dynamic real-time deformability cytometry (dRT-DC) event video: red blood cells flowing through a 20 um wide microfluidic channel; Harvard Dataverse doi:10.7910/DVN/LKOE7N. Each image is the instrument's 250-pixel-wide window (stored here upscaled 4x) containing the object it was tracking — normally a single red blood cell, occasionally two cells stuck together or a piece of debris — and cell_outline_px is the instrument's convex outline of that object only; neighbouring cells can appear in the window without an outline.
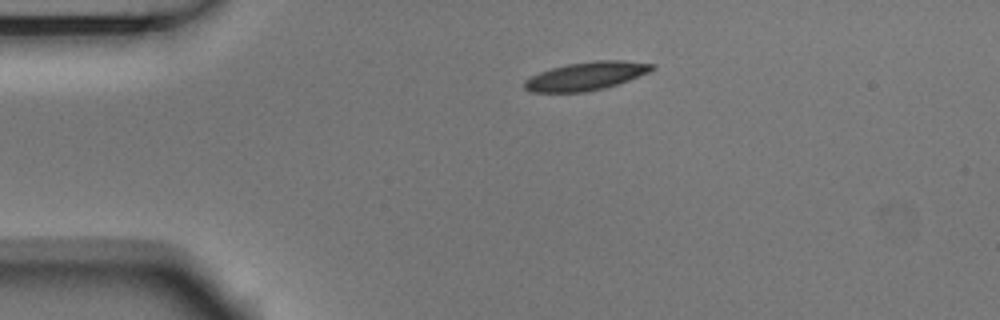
{"species": "Egyptian fruit bat (a non-hibernating species)", "species_latin": "Rousettus aegyptiacus", "temperature_condition": "room temperature", "stored_images_in_passage": 3, "camera_frame_rate_fps": 3000, "um_per_image_px": 0.085, "animal": {"sex": "male"}, "frame": {"image": 1, "passage_image": 1, "time_ms": 0.0, "image_size_px": [1000, 320], "cell_outline_px": [[656, 68], [648, 72], [628, 80], [604, 88], [584, 92], [532, 92], [524, 88], [524, 80], [540, 72], [552, 68], [568, 64], [596, 60], [620, 60], [656, 64]], "centroid_in_image_um": [49.82, 6.46], "position_along_channel_um": 35.2, "area_um2": 20.81}}
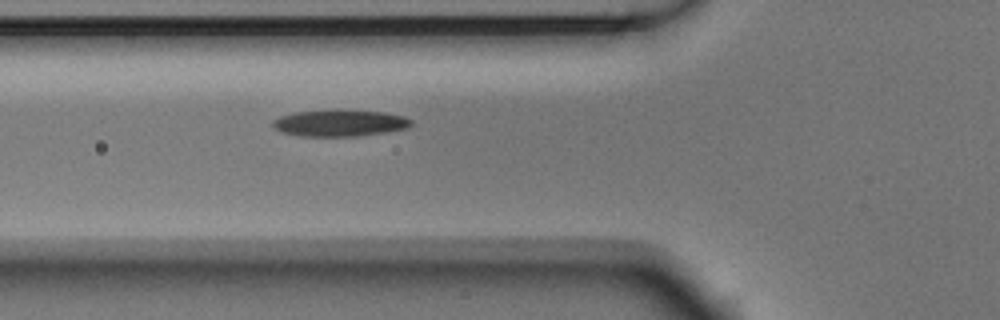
{"frame": {"image": 2, "passage_image": 3, "time_ms": 0.667, "image_size_px": [1000, 320], "cell_outline_px": [[412, 124], [408, 128], [384, 132], [356, 136], [300, 136], [280, 132], [272, 128], [272, 120], [280, 116], [296, 112], [328, 108], [340, 108], [384, 112], [404, 116], [412, 120]], "centroid_in_image_um": [28.84, 10.43], "position_along_channel_um": 97.0, "area_um2": 22.14}}